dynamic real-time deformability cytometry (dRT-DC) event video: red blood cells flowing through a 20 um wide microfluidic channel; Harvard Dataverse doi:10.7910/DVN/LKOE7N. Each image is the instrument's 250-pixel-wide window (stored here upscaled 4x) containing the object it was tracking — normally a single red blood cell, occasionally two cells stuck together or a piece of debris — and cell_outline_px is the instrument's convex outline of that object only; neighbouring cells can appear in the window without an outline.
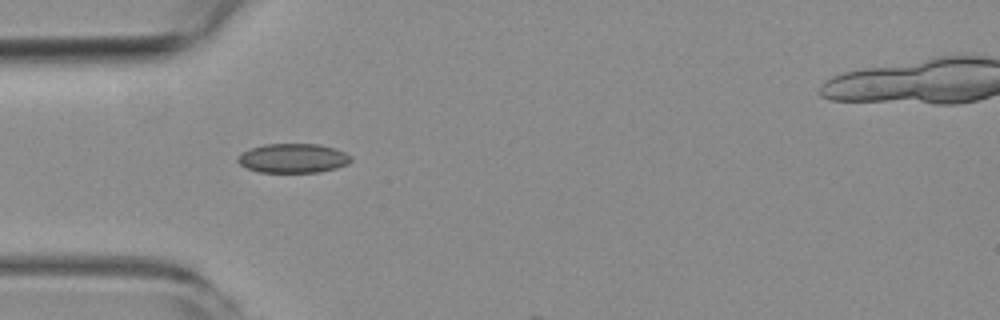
{"species": "common noctule bat (a hibernating species)", "species_latin": "Nyctalus noctula", "temperature_condition": "room temperature", "stored_images_in_passage": 6, "camera_frame_rate_fps": 3000, "um_per_image_px": 0.085, "animal": {"sex": "female", "body_mass_g": 19.3, "forearm_length_mm": 54.1}, "frame": {"image": 1, "passage_image": 5, "time_ms": 4.667, "image_size_px": [1000, 320], "cell_outline_px": [[352, 160], [348, 164], [336, 168], [320, 172], [260, 172], [248, 168], [240, 164], [236, 160], [236, 156], [252, 148], [264, 144], [320, 144], [336, 148], [352, 156]], "centroid_in_image_um": [24.94, 13.44], "position_along_channel_um": 60.1, "area_um2": 19.36}}